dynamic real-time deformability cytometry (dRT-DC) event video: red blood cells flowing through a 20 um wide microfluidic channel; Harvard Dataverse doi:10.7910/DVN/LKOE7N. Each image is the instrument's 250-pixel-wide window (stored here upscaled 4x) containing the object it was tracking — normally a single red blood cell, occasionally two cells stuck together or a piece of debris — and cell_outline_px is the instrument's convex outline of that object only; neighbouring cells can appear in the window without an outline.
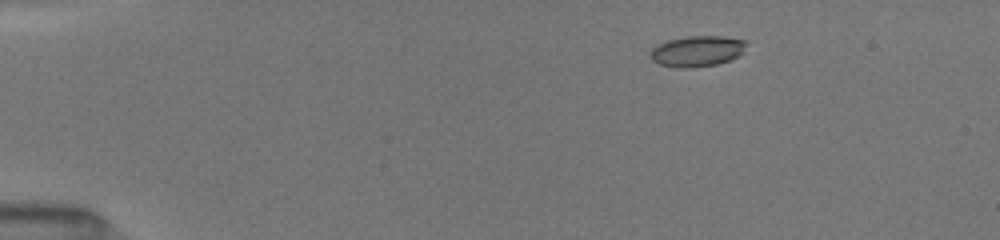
{"species": "common noctule bat (a hibernating species)", "species_latin": "Nyctalus noctula", "temperature_condition": "room temperature", "stored_images_in_passage": 11, "camera_frame_rate_fps": 3000, "um_per_image_px": 0.085, "animal": {"sex": "female", "body_mass_g": 19.5, "forearm_length_mm": 54.1}, "frame": {"image": 1, "passage_image": 4, "time_ms": 2.333, "image_size_px": [1000, 240], "cell_outline_px": [[748, 44], [744, 52], [740, 56], [732, 60], [716, 64], [692, 68], [676, 68], [660, 64], [652, 60], [648, 56], [652, 48], [656, 44], [668, 40], [688, 36], [724, 36], [744, 40]], "centroid_in_image_um": [59.27, 4.35], "position_along_channel_um": 25.7, "area_um2": 17.63}}
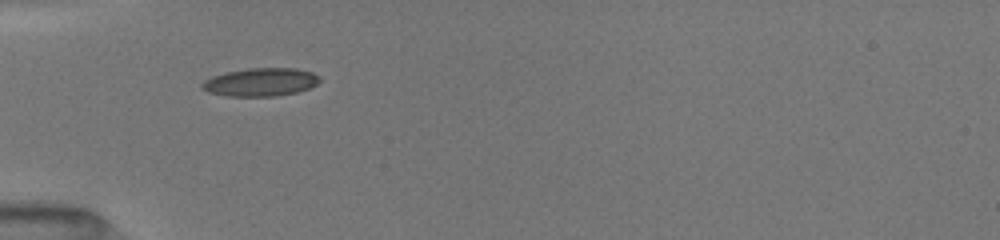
{"frame": {"image": 2, "passage_image": 8, "time_ms": 5.333, "image_size_px": [1000, 240], "cell_outline_px": [[320, 80], [316, 84], [308, 88], [296, 92], [276, 96], [228, 96], [208, 92], [200, 88], [200, 84], [204, 80], [212, 76], [228, 72], [248, 68], [296, 68], [312, 72], [320, 76]], "centroid_in_image_um": [22.13, 6.98], "position_along_channel_um": 62.9, "area_um2": 19.31}}
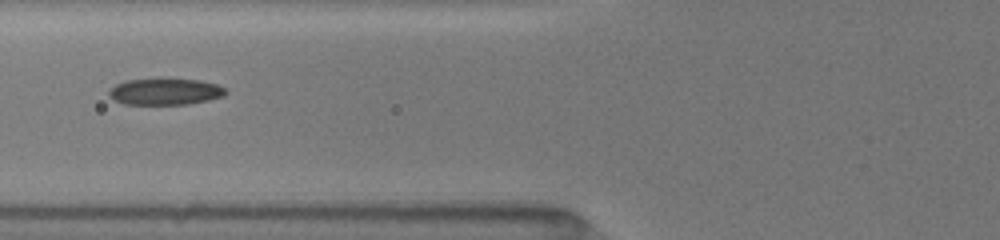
{"frame": {"image": 3, "passage_image": 10, "time_ms": 6.667, "image_size_px": [1000, 240], "cell_outline_px": [[228, 92], [224, 96], [208, 100], [188, 104], [124, 104], [108, 96], [108, 88], [116, 84], [128, 80], [156, 76], [164, 76], [200, 80], [216, 84], [224, 88]], "centroid_in_image_um": [14.02, 7.74], "position_along_channel_um": 111.8, "area_um2": 18.84}}